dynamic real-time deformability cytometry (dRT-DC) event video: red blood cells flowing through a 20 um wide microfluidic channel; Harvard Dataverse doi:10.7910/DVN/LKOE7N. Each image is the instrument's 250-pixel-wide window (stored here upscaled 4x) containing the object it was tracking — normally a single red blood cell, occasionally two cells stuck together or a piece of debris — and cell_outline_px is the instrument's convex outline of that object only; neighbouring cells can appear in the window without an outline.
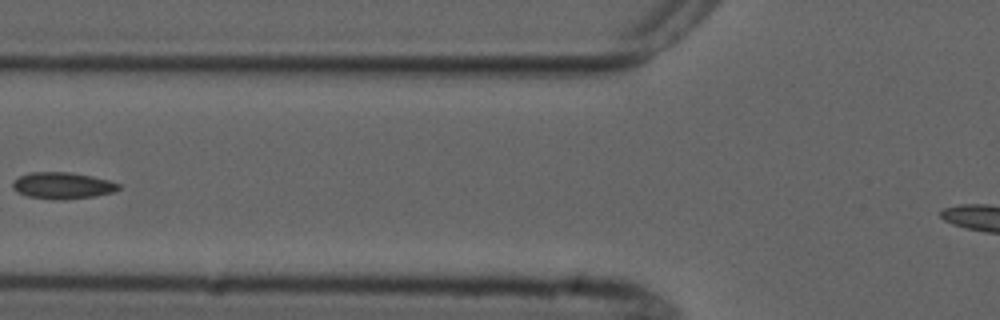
{"species": "common noctule bat (a hibernating species)", "species_latin": "Nyctalus noctula", "temperature_condition": "cold", "stored_images_in_passage": 7, "segment_of_instrument_passage": [1, 2], "camera_frame_rate_fps": 3000, "um_per_image_px": 0.085, "animal": {"sex": "male", "forearm_length_mm": 52.5}, "frame": {"image": 1, "passage_image": 6, "time_ms": 5.667, "image_size_px": [1000, 320], "cell_outline_px": [[120, 188], [116, 192], [96, 196], [64, 200], [56, 200], [28, 196], [16, 192], [12, 188], [12, 180], [20, 176], [32, 172], [68, 172], [92, 176], [108, 180], [120, 184]], "centroid_in_image_um": [5.32, 15.78], "position_along_channel_um": 120.5, "area_um2": 16.59}}